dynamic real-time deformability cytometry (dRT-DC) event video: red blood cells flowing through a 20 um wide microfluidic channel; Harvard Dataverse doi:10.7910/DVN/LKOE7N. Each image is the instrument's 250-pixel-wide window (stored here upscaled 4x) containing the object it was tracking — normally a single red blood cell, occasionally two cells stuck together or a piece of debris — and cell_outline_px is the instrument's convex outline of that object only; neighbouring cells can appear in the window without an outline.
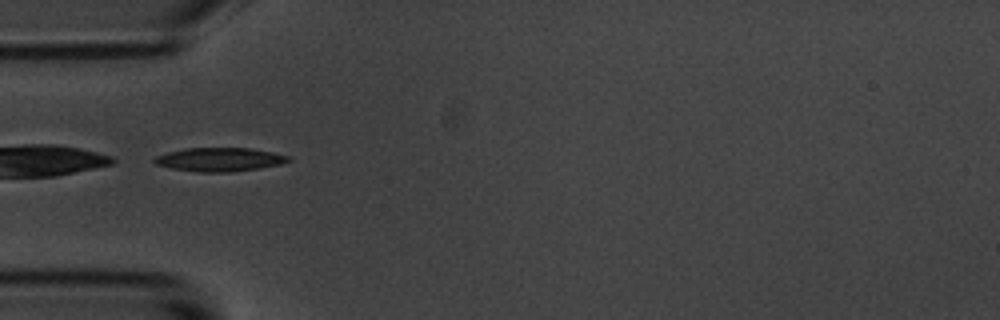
{"species": "common noctule bat (a hibernating species)", "species_latin": "Nyctalus noctula", "temperature_condition": "room temperature", "stored_images_in_passage": 39, "camera_frame_rate_fps": 3000, "um_per_image_px": 0.085, "animal": {"sex": "male", "body_mass_g": 20.1, "forearm_length_mm": 53.5}, "frame": {"image": 1, "passage_image": 1, "time_ms": 0.0, "image_size_px": [1000, 320], "cell_outline_px": [[292, 160], [280, 164], [260, 168], [232, 172], [196, 172], [172, 168], [156, 164], [152, 160], [156, 156], [168, 152], [184, 148], [248, 148], [272, 152], [288, 156]], "centroid_in_image_um": [18.65, 13.56], "position_along_channel_um": 66.3, "area_um2": 18.44}, "authors_computed_cell_mechanics": {"area_um2": 18.496, "velocity_mm_per_s": 3.5164, "shape_relaxation_time_tau1_ms": 2.9685, "shape_relaxation_time_tau2_ms": 2.9846, "deformation_change_tau1": 0.1387, "deformation_change_tau2": 0.0963}}